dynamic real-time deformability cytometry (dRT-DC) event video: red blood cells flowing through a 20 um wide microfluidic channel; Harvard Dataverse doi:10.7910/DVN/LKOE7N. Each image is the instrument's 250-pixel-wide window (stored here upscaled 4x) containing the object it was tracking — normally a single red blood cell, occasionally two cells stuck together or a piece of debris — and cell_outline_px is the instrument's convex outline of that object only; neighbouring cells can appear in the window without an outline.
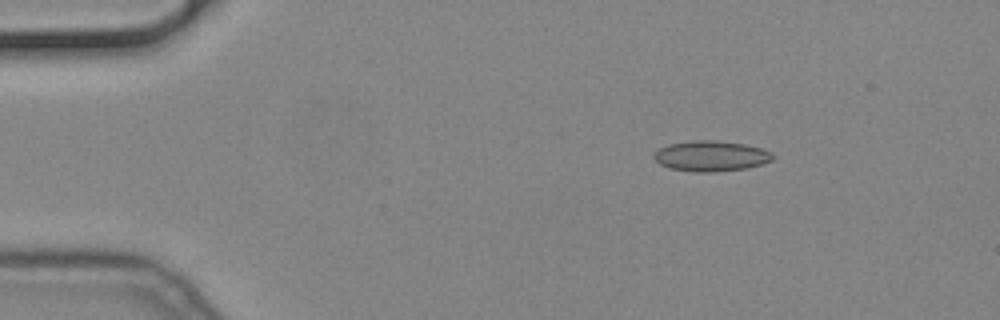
{"species": "common noctule bat (a hibernating species)", "species_latin": "Nyctalus noctula", "temperature_condition": "cold", "stored_images_in_passage": 45, "camera_frame_rate_fps": 3000, "um_per_image_px": 0.085, "animal": {"sex": "male", "body_mass_g": 19.2, "forearm_length_mm": 51.8}, "frame": {"image": 1, "passage_image": 1, "time_ms": 0.0, "image_size_px": [1000, 320], "cell_outline_px": [[776, 156], [772, 160], [760, 164], [744, 168], [716, 172], [696, 172], [668, 168], [660, 164], [652, 156], [660, 148], [668, 144], [696, 140], [712, 140], [744, 144], [764, 148], [772, 152]], "centroid_in_image_um": [60.45, 13.26], "position_along_channel_um": 24.6, "area_um2": 21.1}}
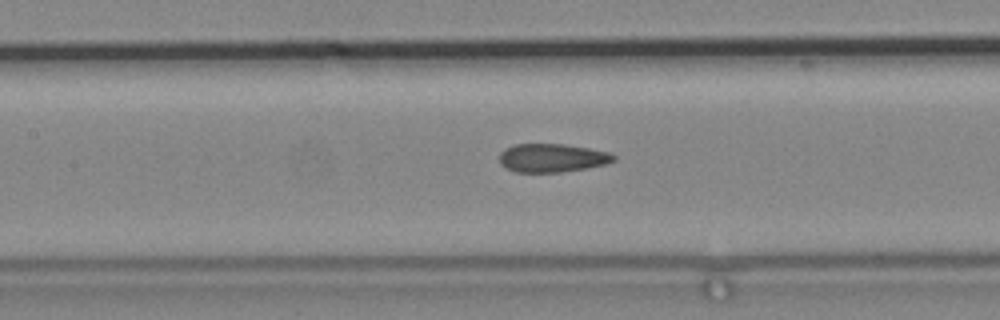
{"frame": {"image": 2, "passage_image": 18, "time_ms": 5.667, "image_size_px": [1000, 320], "cell_outline_px": [[616, 160], [608, 164], [588, 168], [560, 172], [516, 172], [504, 168], [500, 164], [500, 152], [504, 148], [516, 144], [564, 144], [612, 152], [616, 156]], "centroid_in_image_um": [46.96, 13.42], "position_along_channel_um": 160.4, "area_um2": 19.25}}
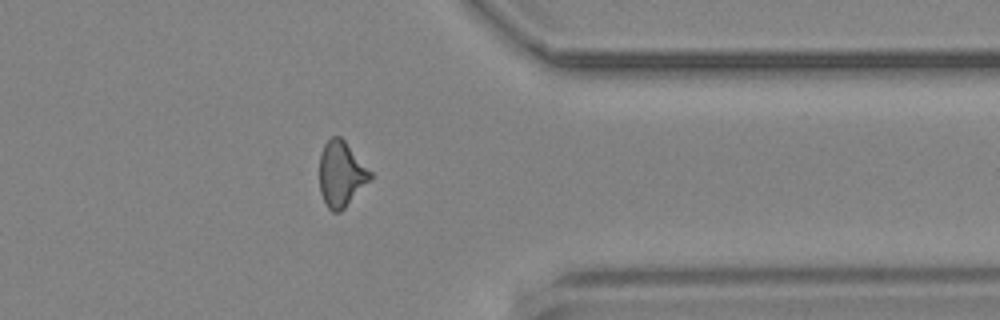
{"frame": {"image": 3, "passage_image": 37, "time_ms": 12.0, "image_size_px": [1000, 320], "cell_outline_px": [[372, 176], [344, 208], [340, 212], [332, 212], [328, 208], [320, 192], [320, 156], [324, 144], [332, 136], [340, 136], [344, 140], [372, 172]], "centroid_in_image_um": [28.98, 14.78], "position_along_channel_um": 382.4, "area_um2": 18.96}}